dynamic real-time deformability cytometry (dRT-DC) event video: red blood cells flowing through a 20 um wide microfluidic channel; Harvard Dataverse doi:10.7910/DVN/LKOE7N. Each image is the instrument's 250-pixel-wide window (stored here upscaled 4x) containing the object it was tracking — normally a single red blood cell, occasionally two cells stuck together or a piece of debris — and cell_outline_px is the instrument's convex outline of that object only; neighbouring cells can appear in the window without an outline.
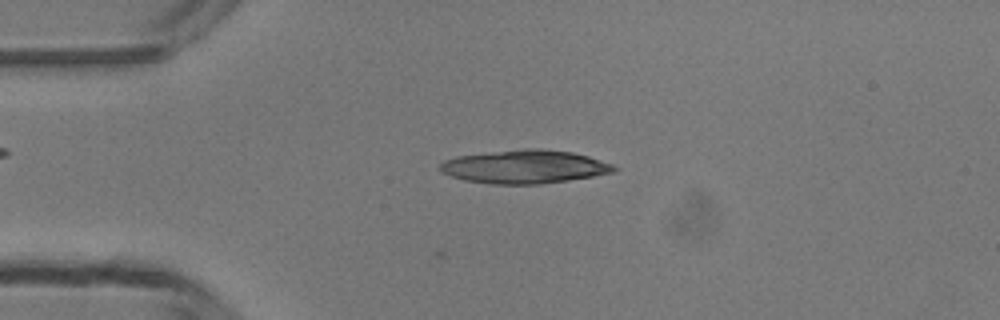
{"species": "common noctule bat (a hibernating species)", "species_latin": "Nyctalus noctula", "temperature_condition": "room temperature", "stored_images_in_passage": 10, "camera_frame_rate_fps": 3000, "um_per_image_px": 0.085, "animal": {"sex": "male", "body_mass_g": 13.3}, "frame": {"image": 1, "passage_image": 10, "time_ms": 3.0, "image_size_px": [1000, 320], "cell_outline_px": [[620, 168], [616, 172], [568, 180], [540, 184], [492, 184], [464, 180], [440, 172], [440, 164], [444, 160], [456, 156], [524, 148], [540, 148], [572, 152], [588, 156], [612, 164]], "centroid_in_image_um": [44.6, 14.17], "position_along_channel_um": 40.4, "area_um2": 33.93}}